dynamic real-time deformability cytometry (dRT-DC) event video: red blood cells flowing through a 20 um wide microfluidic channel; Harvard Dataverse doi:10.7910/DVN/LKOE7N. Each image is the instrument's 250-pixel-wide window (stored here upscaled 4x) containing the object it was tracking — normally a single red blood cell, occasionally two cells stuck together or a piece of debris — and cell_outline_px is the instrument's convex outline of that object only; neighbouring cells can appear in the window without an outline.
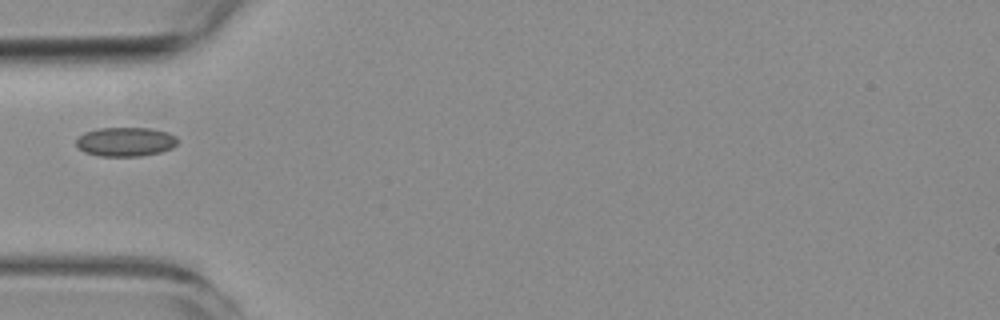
{"species": "common noctule bat (a hibernating species)", "species_latin": "Nyctalus noctula", "temperature_condition": "room temperature", "stored_images_in_passage": 1, "camera_frame_rate_fps": 3000, "um_per_image_px": 0.085, "animal": {"sex": "female", "body_mass_g": 19.3, "forearm_length_mm": 54.1}, "frame": {"image": 1, "passage_image": 1, "time_ms": 0.0, "image_size_px": [1000, 320], "cell_outline_px": [[176, 144], [172, 148], [160, 152], [140, 156], [100, 156], [84, 152], [76, 144], [76, 140], [84, 132], [100, 128], [152, 128], [168, 132], [176, 136]], "centroid_in_image_um": [10.67, 12.04], "position_along_channel_um": 74.3, "area_um2": 17.17}}